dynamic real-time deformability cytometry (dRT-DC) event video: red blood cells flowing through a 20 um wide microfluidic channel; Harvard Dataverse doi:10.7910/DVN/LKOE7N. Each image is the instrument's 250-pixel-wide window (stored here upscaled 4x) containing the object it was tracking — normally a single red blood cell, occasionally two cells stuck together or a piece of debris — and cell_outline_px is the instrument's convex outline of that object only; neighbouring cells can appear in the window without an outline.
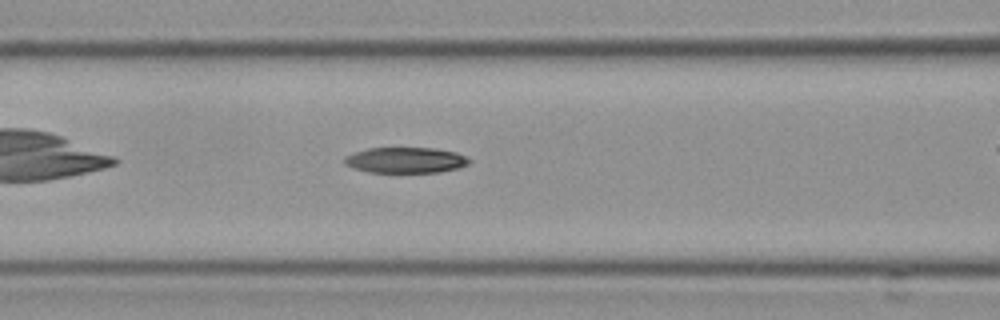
{"species": "Egyptian fruit bat (a non-hibernating species)", "species_latin": "Rousettus aegyptiacus", "temperature_condition": "cold", "stored_images_in_passage": 30, "camera_frame_rate_fps": 3000, "um_per_image_px": 0.085, "frame": {"image": 1, "passage_image": 8, "time_ms": 2.333, "image_size_px": [1000, 320], "cell_outline_px": [[472, 160], [468, 164], [460, 168], [440, 172], [368, 172], [352, 168], [344, 164], [344, 156], [368, 148], [436, 148], [456, 152], [468, 156]], "centroid_in_image_um": [34.51, 13.61], "position_along_channel_um": 132.1, "area_um2": 18.9}}
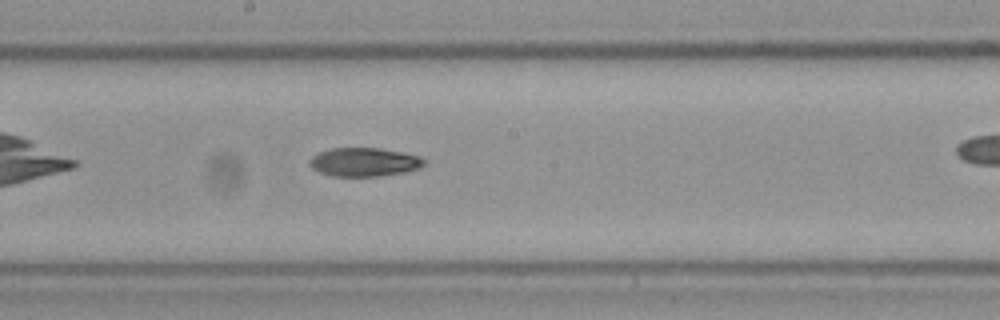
{"frame": {"image": 2, "passage_image": 15, "time_ms": 4.667, "image_size_px": [1000, 320], "cell_outline_px": [[428, 160], [420, 168], [404, 172], [380, 176], [332, 176], [320, 172], [312, 168], [308, 164], [312, 156], [320, 152], [332, 148], [380, 148], [404, 152], [420, 156]], "centroid_in_image_um": [30.99, 13.77], "position_along_channel_um": 217.2, "area_um2": 19.25}}
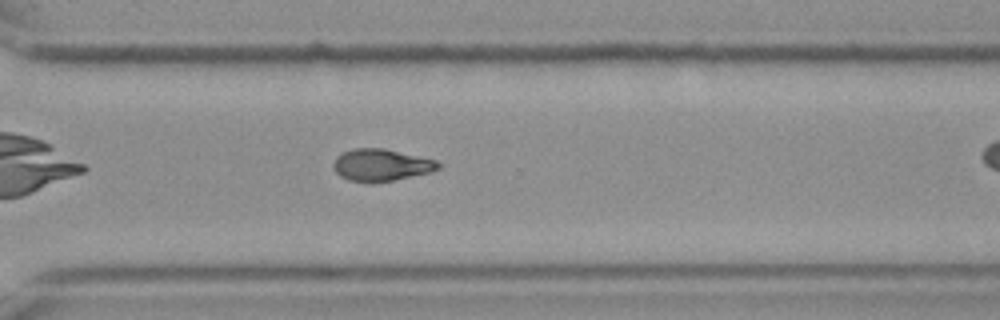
{"frame": {"image": 3, "passage_image": 25, "time_ms": 8.0, "image_size_px": [1000, 320], "cell_outline_px": [[440, 168], [432, 172], [372, 184], [368, 184], [348, 180], [340, 176], [336, 172], [332, 164], [336, 156], [352, 148], [384, 148], [436, 160], [440, 164]], "centroid_in_image_um": [32.37, 14.04], "position_along_channel_um": 338.2, "area_um2": 19.83}}